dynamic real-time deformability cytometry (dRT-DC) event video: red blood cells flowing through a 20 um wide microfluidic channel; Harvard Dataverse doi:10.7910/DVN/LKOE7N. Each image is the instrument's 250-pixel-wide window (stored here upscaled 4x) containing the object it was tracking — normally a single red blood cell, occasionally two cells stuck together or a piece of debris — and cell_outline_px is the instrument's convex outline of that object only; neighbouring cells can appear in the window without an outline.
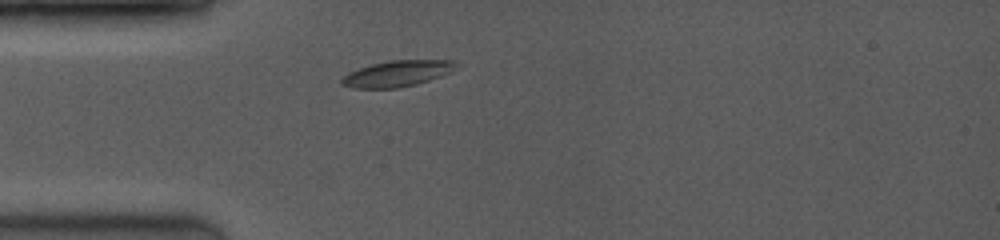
{"species": "common noctule bat (a hibernating species)", "species_latin": "Nyctalus noctula", "temperature_condition": "room temperature", "stored_images_in_passage": 2, "camera_frame_rate_fps": 3500, "um_per_image_px": 0.085, "animal": {"sex": "female", "body_mass_g": 19.0, "forearm_length_mm": 53.3}, "frame": {"image": 1, "passage_image": 2, "time_ms": 1.143, "image_size_px": [1000, 240], "cell_outline_px": [[460, 64], [452, 72], [416, 84], [396, 88], [352, 88], [340, 84], [340, 80], [348, 72], [372, 64], [392, 60], [456, 60]], "centroid_in_image_um": [33.79, 6.25], "position_along_channel_um": 51.2, "area_um2": 17.4}}